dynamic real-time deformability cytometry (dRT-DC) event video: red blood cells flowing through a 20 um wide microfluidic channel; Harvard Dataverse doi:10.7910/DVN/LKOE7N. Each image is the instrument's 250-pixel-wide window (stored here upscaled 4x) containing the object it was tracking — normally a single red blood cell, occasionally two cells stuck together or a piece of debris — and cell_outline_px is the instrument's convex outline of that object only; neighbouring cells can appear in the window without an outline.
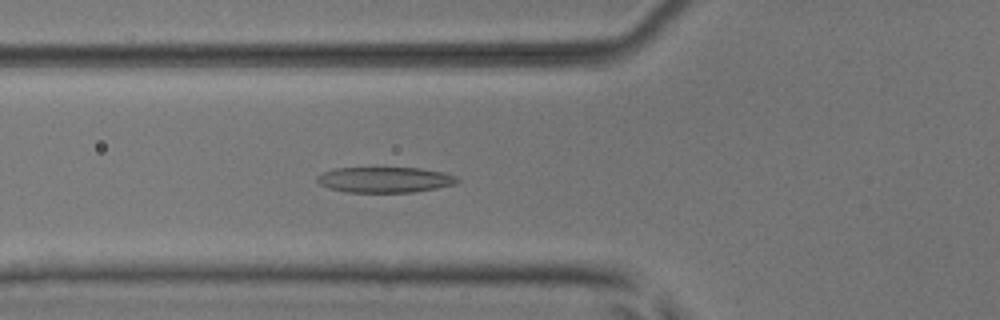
{"species": "common noctule bat (a hibernating species)", "species_latin": "Nyctalus noctula", "temperature_condition": "room temperature", "stored_images_in_passage": 52, "camera_frame_rate_fps": 3000, "um_per_image_px": 0.085, "animal": {"sex": "male", "body_mass_g": 17.9, "forearm_length_mm": 54.2}, "frame": {"image": 1, "passage_image": 19, "time_ms": 6.0, "image_size_px": [1000, 320], "cell_outline_px": [[460, 180], [456, 184], [436, 188], [412, 192], [348, 192], [328, 188], [320, 184], [316, 180], [316, 176], [324, 172], [336, 168], [420, 168], [444, 172], [456, 176]], "centroid_in_image_um": [32.72, 15.27], "position_along_channel_um": 93.1, "area_um2": 20.87}}
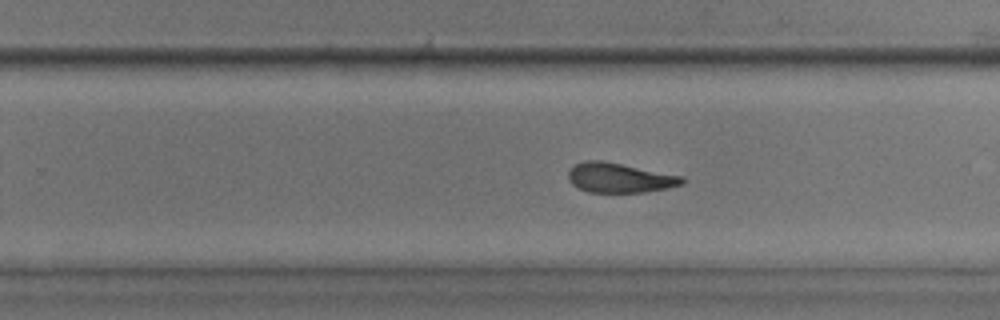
{"frame": {"image": 2, "passage_image": 33, "time_ms": 10.667, "image_size_px": [1000, 320], "cell_outline_px": [[684, 184], [668, 188], [644, 192], [588, 192], [572, 184], [568, 180], [568, 172], [576, 164], [584, 160], [600, 160], [684, 176]], "centroid_in_image_um": [52.68, 15.11], "position_along_channel_um": 277.1, "area_um2": 19.59}}
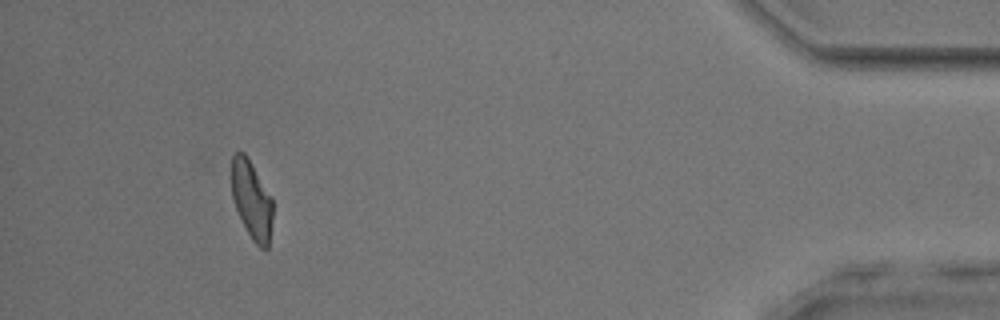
{"frame": {"image": 3, "passage_image": 48, "time_ms": 15.667, "image_size_px": [1000, 320], "cell_outline_px": [[272, 220], [268, 248], [260, 248], [252, 240], [236, 208], [232, 196], [232, 152], [244, 152], [252, 164], [272, 200]], "centroid_in_image_um": [21.38, 16.98], "position_along_channel_um": 413.8, "area_um2": 18.32}, "authors_computed_cell_mechanics": {"area_um2": 20.7213, "velocity_mm_per_s": 3.9531, "shape_relaxation_time_tau1_ms": null, "shape_relaxation_time_tau2_ms": 3.2526, "deformation_change_tau1": null, "deformation_change_tau2": 0.1245}}